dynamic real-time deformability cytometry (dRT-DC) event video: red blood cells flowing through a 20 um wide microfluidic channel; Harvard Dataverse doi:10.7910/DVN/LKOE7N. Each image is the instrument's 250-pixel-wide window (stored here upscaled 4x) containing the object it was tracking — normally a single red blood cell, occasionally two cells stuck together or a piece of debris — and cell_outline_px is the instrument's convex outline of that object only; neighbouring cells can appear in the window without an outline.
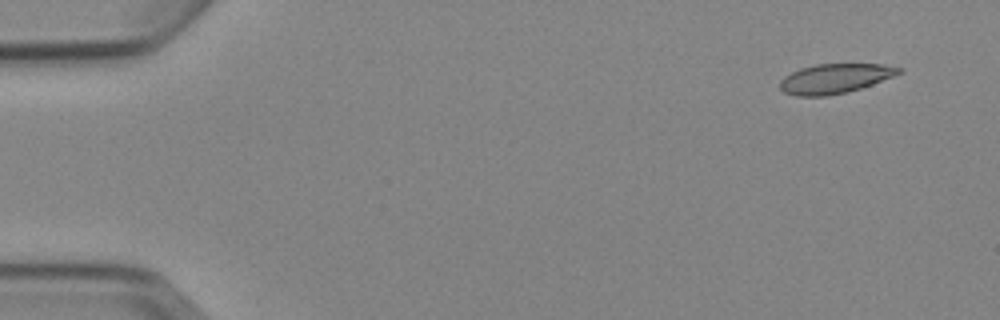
{"species": "Egyptian fruit bat (a non-hibernating species)", "species_latin": "Rousettus aegyptiacus", "temperature_condition": "cold", "stored_images_in_passage": 5, "camera_frame_rate_fps": 3000, "um_per_image_px": 0.085, "animal": {"sex": "female"}, "frame": {"image": 1, "passage_image": 1, "time_ms": 0.0, "image_size_px": [1000, 320], "cell_outline_px": [[904, 72], [872, 84], [848, 92], [824, 96], [796, 96], [784, 92], [780, 88], [780, 80], [784, 76], [800, 68], [816, 64], [884, 64], [904, 68]], "centroid_in_image_um": [70.98, 6.67], "position_along_channel_um": 14.0, "area_um2": 20.58}}
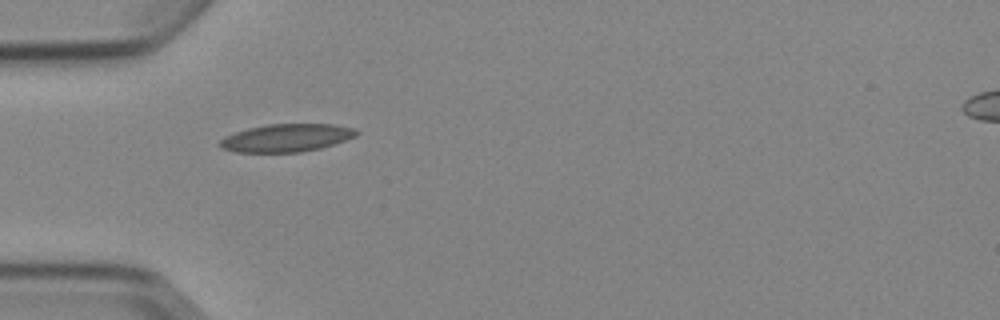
{"frame": {"image": 2, "passage_image": 4, "time_ms": 4.333, "image_size_px": [1000, 320], "cell_outline_px": [[360, 132], [356, 136], [320, 148], [300, 152], [236, 152], [220, 148], [216, 144], [224, 136], [248, 128], [268, 124], [336, 124], [356, 128]], "centroid_in_image_um": [24.33, 11.71], "position_along_channel_um": 60.7, "area_um2": 22.25}}
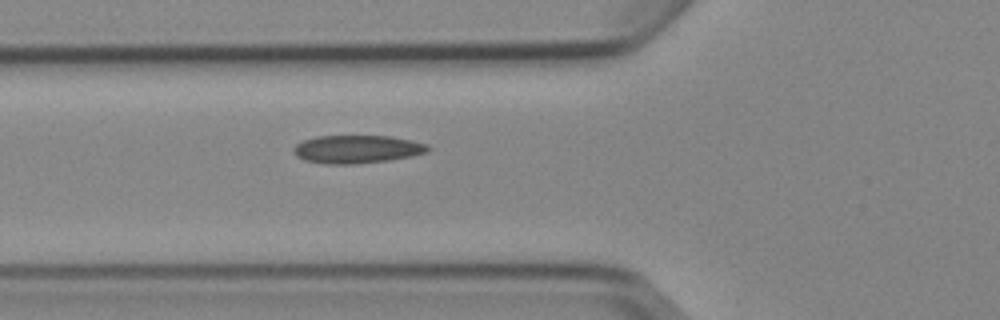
{"frame": {"image": 3, "passage_image": 5, "time_ms": 5.333, "image_size_px": [1000, 320], "cell_outline_px": [[432, 148], [428, 152], [412, 156], [388, 160], [356, 164], [324, 164], [304, 160], [296, 156], [292, 152], [292, 148], [296, 144], [304, 140], [316, 136], [392, 136], [412, 140], [428, 144]], "centroid_in_image_um": [30.35, 12.68], "position_along_channel_um": 95.4, "area_um2": 22.25}}